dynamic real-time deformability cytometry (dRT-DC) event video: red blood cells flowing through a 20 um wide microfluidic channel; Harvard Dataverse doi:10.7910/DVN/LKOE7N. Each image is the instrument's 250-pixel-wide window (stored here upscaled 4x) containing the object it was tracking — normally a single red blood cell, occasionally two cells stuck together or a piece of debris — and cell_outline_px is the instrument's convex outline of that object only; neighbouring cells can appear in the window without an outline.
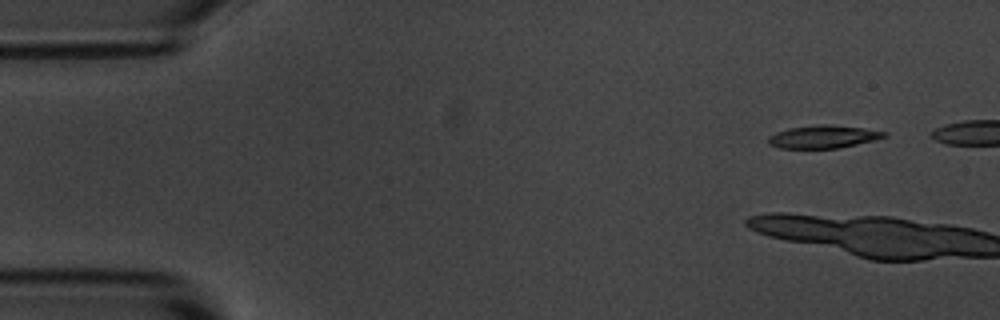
{"species": "common noctule bat (a hibernating species)", "species_latin": "Nyctalus noctula", "temperature_condition": "room temperature", "stored_images_in_passage": 16, "camera_frame_rate_fps": 3000, "um_per_image_px": 0.085, "animal": {"sex": "male", "body_mass_g": 20.1, "forearm_length_mm": 53.5}, "frame": {"image": 1, "passage_image": 1, "time_ms": 0.0, "image_size_px": [1000, 320], "cell_outline_px": [[888, 136], [840, 148], [780, 148], [768, 144], [768, 136], [776, 132], [788, 128], [816, 124], [832, 124], [864, 128], [888, 132]], "centroid_in_image_um": [69.97, 11.61], "position_along_channel_um": 15.0, "area_um2": 15.55}}
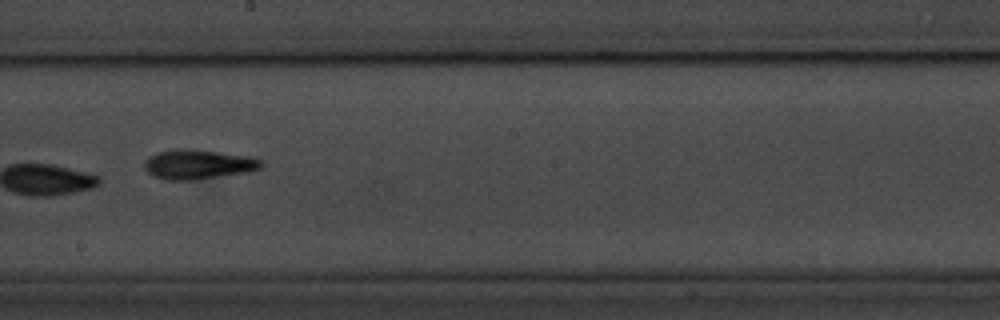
{"frame": {"image": 2, "passage_image": 10, "time_ms": 11.0, "image_size_px": [1000, 320], "cell_outline_px": [[264, 164], [260, 168], [244, 172], [196, 180], [168, 180], [152, 176], [144, 168], [144, 160], [148, 156], [160, 152], [176, 148], [192, 148], [248, 156], [264, 160]], "centroid_in_image_um": [16.81, 13.96], "position_along_channel_um": 231.4, "area_um2": 20.29}, "authors_computed_cell_mechanics": {"area_um2": 18.6116, "velocity_mm_per_s": 3.6053, "shape_relaxation_time_tau1_ms": 1.0321, "shape_relaxation_time_tau2_ms": 8.5608, "deformation_change_tau1": 0.1457, "deformation_change_tau2": 0.1943}}